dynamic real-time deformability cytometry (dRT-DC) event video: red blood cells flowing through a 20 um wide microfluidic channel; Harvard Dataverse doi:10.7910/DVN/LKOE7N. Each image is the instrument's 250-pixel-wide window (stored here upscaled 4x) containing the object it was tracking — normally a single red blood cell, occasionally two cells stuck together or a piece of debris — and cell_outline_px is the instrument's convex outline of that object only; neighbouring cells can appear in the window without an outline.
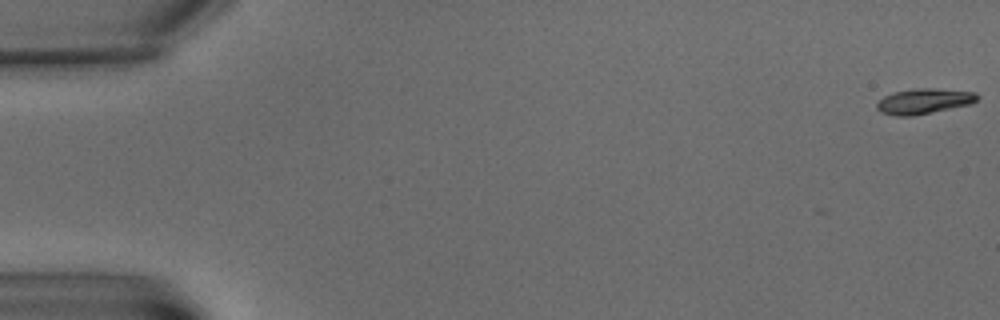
{"species": "common noctule bat (a hibernating species)", "species_latin": "Nyctalus noctula", "temperature_condition": "warm", "stored_images_in_passage": 4, "camera_frame_rate_fps": 3000, "um_per_image_px": 0.085, "animal": {"sex": "male", "body_mass_g": 15.6}, "frame": {"image": 1, "passage_image": 1, "time_ms": 0.0, "image_size_px": [1000, 320], "cell_outline_px": [[980, 96], [972, 104], [912, 116], [896, 116], [880, 112], [876, 108], [876, 104], [884, 96], [892, 92], [916, 88], [932, 88], [976, 92]], "centroid_in_image_um": [78.53, 8.6], "position_along_channel_um": 6.5, "area_um2": 14.91}}